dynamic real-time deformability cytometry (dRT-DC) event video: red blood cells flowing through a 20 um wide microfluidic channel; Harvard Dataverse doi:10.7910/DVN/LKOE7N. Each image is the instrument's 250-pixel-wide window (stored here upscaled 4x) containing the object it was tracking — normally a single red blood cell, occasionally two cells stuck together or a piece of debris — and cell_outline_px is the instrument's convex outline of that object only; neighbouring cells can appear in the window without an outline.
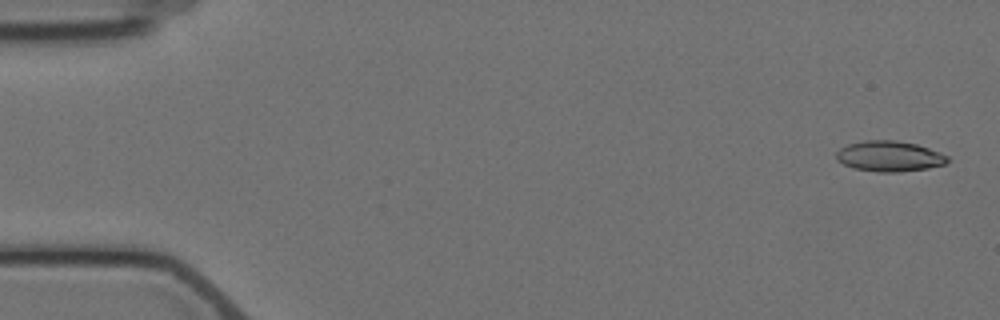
{"species": "Egyptian fruit bat (a non-hibernating species)", "species_latin": "Rousettus aegyptiacus", "temperature_condition": "cold", "stored_images_in_passage": 5, "camera_frame_rate_fps": 3000, "um_per_image_px": 0.085, "animal": {"sex": "female"}, "frame": {"image": 1, "passage_image": 1, "time_ms": 0.0, "image_size_px": [1000, 320], "cell_outline_px": [[952, 160], [944, 164], [928, 168], [900, 172], [876, 172], [852, 168], [836, 160], [836, 152], [840, 148], [848, 144], [864, 140], [896, 140], [916, 144], [928, 148], [948, 156]], "centroid_in_image_um": [75.58, 13.28], "position_along_channel_um": 9.4, "area_um2": 19.94}}
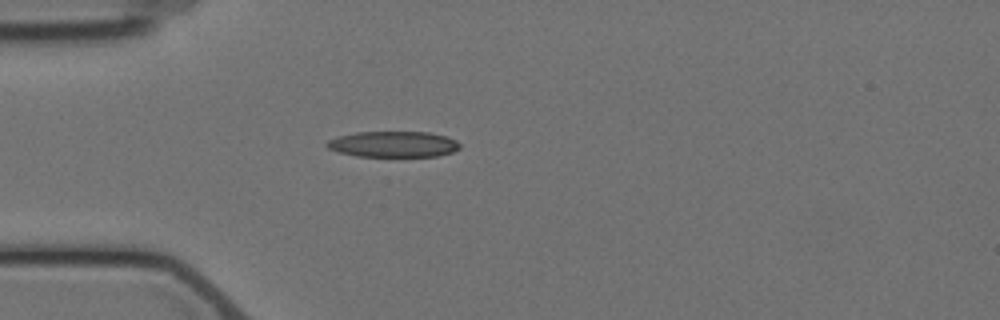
{"frame": {"image": 2, "passage_image": 5, "time_ms": 4.667, "image_size_px": [1000, 320], "cell_outline_px": [[460, 148], [452, 152], [436, 156], [356, 156], [340, 152], [328, 148], [324, 144], [328, 140], [336, 136], [356, 132], [428, 132], [448, 136], [456, 140], [460, 144]], "centroid_in_image_um": [33.43, 12.25], "position_along_channel_um": 51.6, "area_um2": 20.11}}